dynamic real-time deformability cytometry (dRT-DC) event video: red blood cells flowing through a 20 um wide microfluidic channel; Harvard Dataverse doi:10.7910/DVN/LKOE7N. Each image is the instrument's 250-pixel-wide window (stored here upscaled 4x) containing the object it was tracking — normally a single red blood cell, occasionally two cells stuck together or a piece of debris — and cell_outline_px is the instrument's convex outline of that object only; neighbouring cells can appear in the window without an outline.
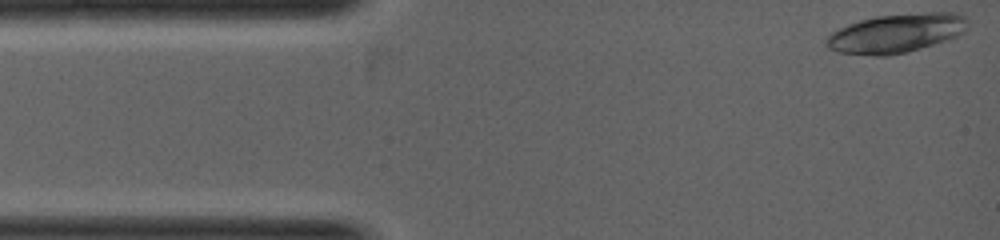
{"species": "common noctule bat (a hibernating species)", "species_latin": "Nyctalus noctula", "temperature_condition": "warm", "stored_images_in_passage": 5, "camera_frame_rate_fps": 5000, "um_per_image_px": 0.085, "animal": {"sex": "female", "body_mass_g": 19.0, "forearm_length_mm": 53.3}, "frame": {"image": 1, "passage_image": 1, "time_ms": 0.0, "image_size_px": [1000, 240], "cell_outline_px": [[968, 20], [964, 32], [948, 40], [908, 52], [888, 56], [876, 56], [836, 52], [828, 48], [824, 44], [824, 40], [832, 32], [848, 24], [860, 20], [876, 16], [924, 12], [956, 12], [968, 16]], "centroid_in_image_um": [76.19, 2.82], "position_along_channel_um": 8.8, "area_um2": 32.54}}